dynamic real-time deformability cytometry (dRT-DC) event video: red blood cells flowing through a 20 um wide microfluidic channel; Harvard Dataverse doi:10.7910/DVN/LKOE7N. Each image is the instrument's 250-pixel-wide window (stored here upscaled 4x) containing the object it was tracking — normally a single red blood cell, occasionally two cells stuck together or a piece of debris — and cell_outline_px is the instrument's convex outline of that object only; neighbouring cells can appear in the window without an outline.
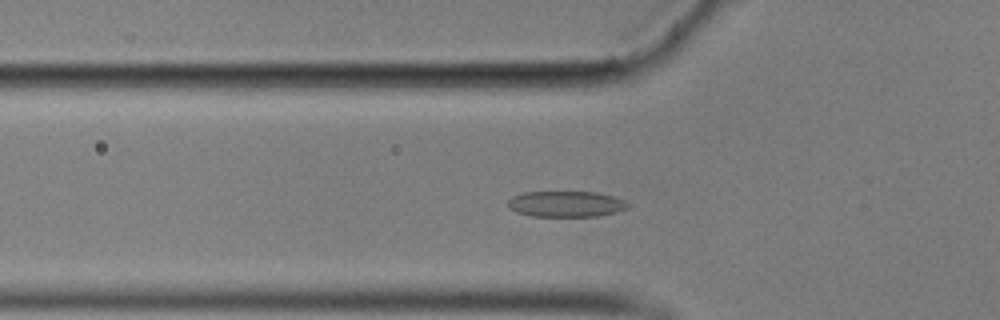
{"species": "common noctule bat (a hibernating species)", "species_latin": "Nyctalus noctula", "temperature_condition": "cold", "stored_images_in_passage": 46, "camera_frame_rate_fps": 3000, "um_per_image_px": 0.085, "animal": {"sex": "male", "body_mass_g": 17.9}, "frame": {"image": 1, "passage_image": 8, "time_ms": 2.333, "image_size_px": [1000, 320], "cell_outline_px": [[632, 204], [628, 208], [616, 212], [596, 216], [532, 216], [516, 212], [508, 208], [508, 200], [512, 196], [524, 192], [596, 192], [612, 196], [624, 200]], "centroid_in_image_um": [48.11, 17.34], "position_along_channel_um": 77.7, "area_um2": 18.15}}
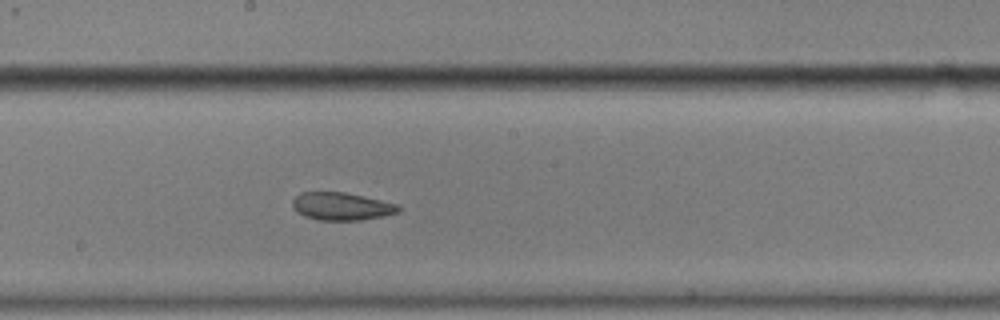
{"frame": {"image": 2, "passage_image": 20, "time_ms": 6.333, "image_size_px": [1000, 320], "cell_outline_px": [[400, 212], [384, 216], [360, 220], [320, 220], [304, 216], [296, 212], [292, 208], [292, 200], [300, 192], [344, 192], [364, 196], [400, 204]], "centroid_in_image_um": [29.04, 17.54], "position_along_channel_um": 219.2, "area_um2": 17.34}}
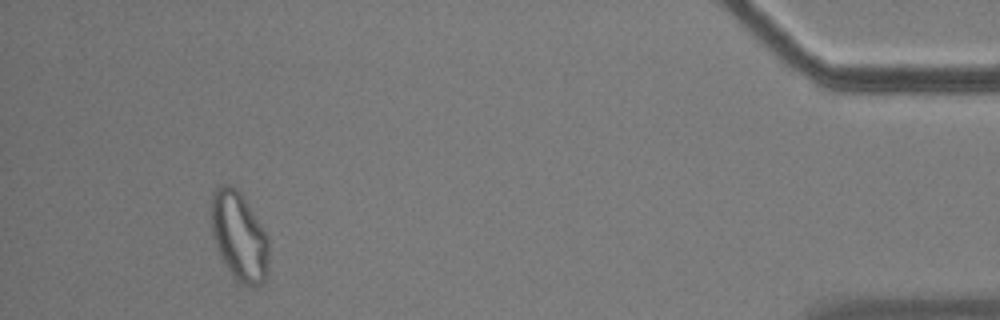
{"frame": {"image": 3, "passage_image": 42, "time_ms": 13.667, "image_size_px": [1000, 320], "cell_outline_px": [[268, 272], [264, 280], [260, 284], [248, 288], [240, 284], [232, 276], [224, 264], [216, 248], [212, 236], [208, 216], [208, 212], [212, 192], [220, 184], [228, 184], [236, 188], [244, 196], [268, 236]], "centroid_in_image_um": [20.28, 20.07], "position_along_channel_um": 414.9, "area_um2": 30.92}, "authors_computed_cell_mechanics": {"area_um2": 19.2474, "velocity_mm_per_s": 3.5239, "shape_relaxation_time_tau1_ms": null, "shape_relaxation_time_tau2_ms": 3.7133, "deformation_change_tau1": null, "deformation_change_tau2": 0.0995}}